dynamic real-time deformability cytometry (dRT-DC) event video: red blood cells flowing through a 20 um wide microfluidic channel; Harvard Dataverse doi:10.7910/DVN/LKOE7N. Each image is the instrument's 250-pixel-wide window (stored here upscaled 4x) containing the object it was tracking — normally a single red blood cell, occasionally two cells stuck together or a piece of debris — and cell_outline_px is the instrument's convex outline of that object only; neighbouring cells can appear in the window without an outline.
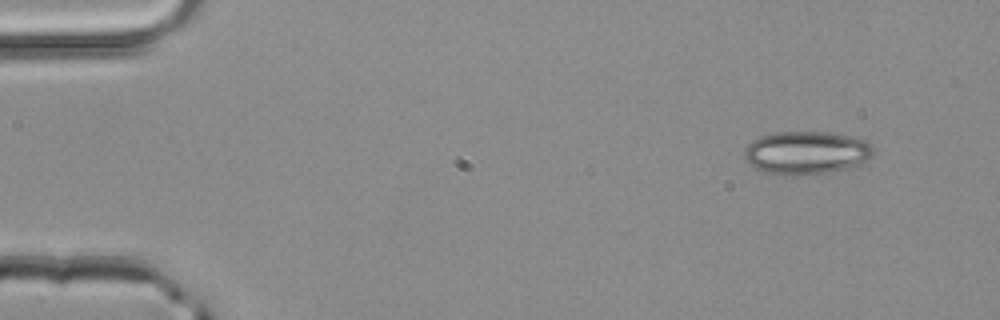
{"species": "common noctule bat (a hibernating species)", "species_latin": "Nyctalus noctula", "temperature_condition": "room temperature", "stored_images_in_passage": 3, "camera_frame_rate_fps": 3000, "um_per_image_px": 0.085, "animal": {"sex": "male", "body_mass_g": 20.4}, "frame": {"image": 1, "passage_image": 1, "time_ms": 0.0, "image_size_px": [1000, 320], "cell_outline_px": [[872, 156], [860, 164], [828, 172], [796, 176], [792, 176], [764, 172], [756, 168], [744, 156], [744, 148], [752, 140], [760, 136], [776, 132], [828, 132], [852, 136], [864, 140], [872, 144]], "centroid_in_image_um": [68.53, 12.97], "position_along_channel_um": 16.5, "area_um2": 32.31}}